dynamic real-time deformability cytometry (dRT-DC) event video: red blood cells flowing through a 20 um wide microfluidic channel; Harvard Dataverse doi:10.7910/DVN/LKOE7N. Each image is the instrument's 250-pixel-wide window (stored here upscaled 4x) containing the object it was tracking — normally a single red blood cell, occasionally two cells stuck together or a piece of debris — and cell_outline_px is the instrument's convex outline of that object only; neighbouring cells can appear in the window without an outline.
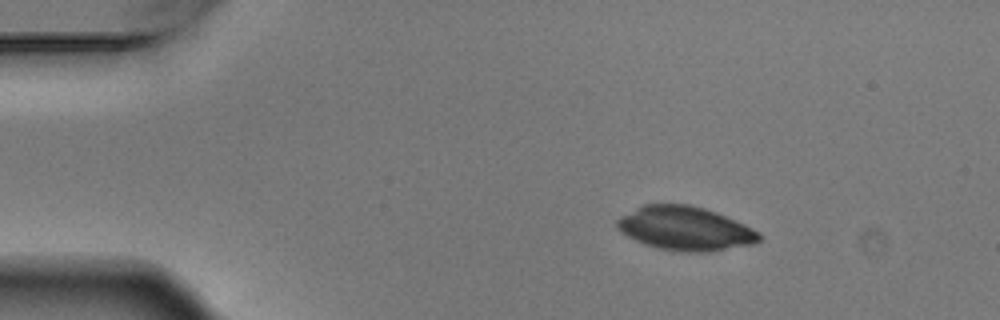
{"species": "Egyptian fruit bat (a non-hibernating species)", "species_latin": "Rousettus aegyptiacus", "temperature_condition": "warm", "stored_images_in_passage": 3, "camera_frame_rate_fps": 3000, "um_per_image_px": 0.085, "animal": {"sex": "male"}, "frame": {"image": 1, "passage_image": 2, "time_ms": 0.333, "image_size_px": [1000, 320], "cell_outline_px": [[760, 240], [752, 244], [708, 252], [680, 252], [656, 248], [644, 244], [620, 232], [616, 228], [616, 220], [620, 216], [644, 204], [688, 204], [704, 208], [716, 212], [744, 224], [760, 232]], "centroid_in_image_um": [58.21, 19.42], "position_along_channel_um": 26.8, "area_um2": 36.36}}